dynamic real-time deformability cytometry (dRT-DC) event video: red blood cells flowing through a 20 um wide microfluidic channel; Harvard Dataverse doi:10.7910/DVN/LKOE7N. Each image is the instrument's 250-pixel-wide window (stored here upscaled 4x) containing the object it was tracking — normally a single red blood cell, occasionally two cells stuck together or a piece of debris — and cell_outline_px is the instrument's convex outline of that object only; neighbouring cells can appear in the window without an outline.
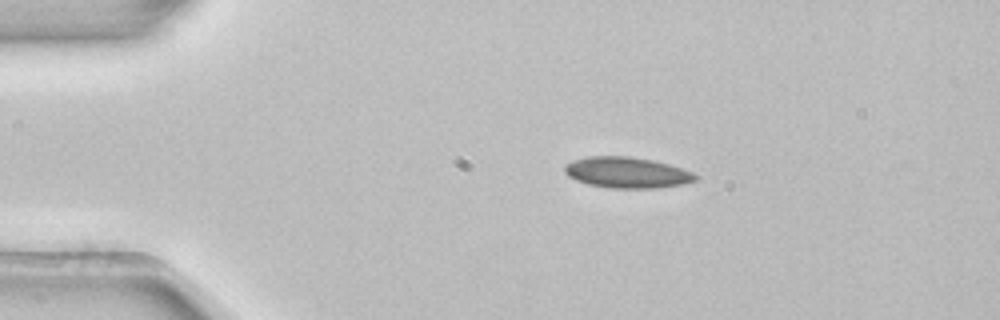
{"species": "common noctule bat (a hibernating species)", "species_latin": "Nyctalus noctula", "temperature_condition": "room temperature", "stored_images_in_passage": 2, "camera_frame_rate_fps": 3000, "um_per_image_px": 0.085, "animal": {"sex": "female", "body_mass_g": 22.7, "forearm_length_mm": 54.2}, "frame": {"image": 1, "passage_image": 1, "time_ms": 0.0, "image_size_px": [1000, 320], "cell_outline_px": [[700, 176], [696, 180], [684, 184], [656, 188], [608, 188], [588, 184], [576, 180], [568, 176], [564, 172], [564, 164], [572, 160], [588, 156], [628, 156], [652, 160], [668, 164], [692, 172]], "centroid_in_image_um": [53.27, 14.67], "position_along_channel_um": 31.7, "area_um2": 23.7}}